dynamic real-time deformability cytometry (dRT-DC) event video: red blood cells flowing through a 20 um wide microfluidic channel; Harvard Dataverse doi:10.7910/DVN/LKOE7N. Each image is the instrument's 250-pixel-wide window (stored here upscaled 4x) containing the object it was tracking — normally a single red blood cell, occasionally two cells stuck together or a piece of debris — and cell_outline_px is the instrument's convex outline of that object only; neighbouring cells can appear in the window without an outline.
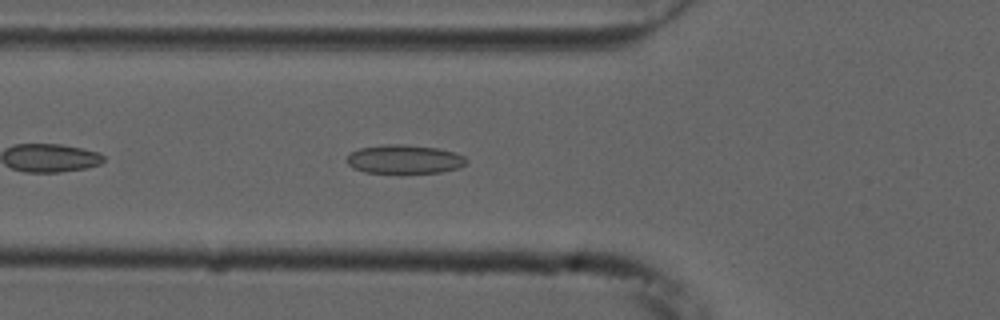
{"species": "common noctule bat (a hibernating species)", "species_latin": "Nyctalus noctula", "temperature_condition": "cold", "stored_images_in_passage": 40, "camera_frame_rate_fps": 3000, "um_per_image_px": 0.085, "animal": {"sex": "male", "forearm_length_mm": 52.5}, "frame": {"image": 1, "passage_image": 6, "time_ms": 1.667, "image_size_px": [1000, 320], "cell_outline_px": [[468, 160], [460, 168], [440, 172], [364, 172], [352, 168], [348, 164], [348, 156], [352, 152], [360, 148], [384, 144], [404, 144], [436, 148], [452, 152], [464, 156]], "centroid_in_image_um": [34.37, 13.53], "position_along_channel_um": 91.4, "area_um2": 19.77}}
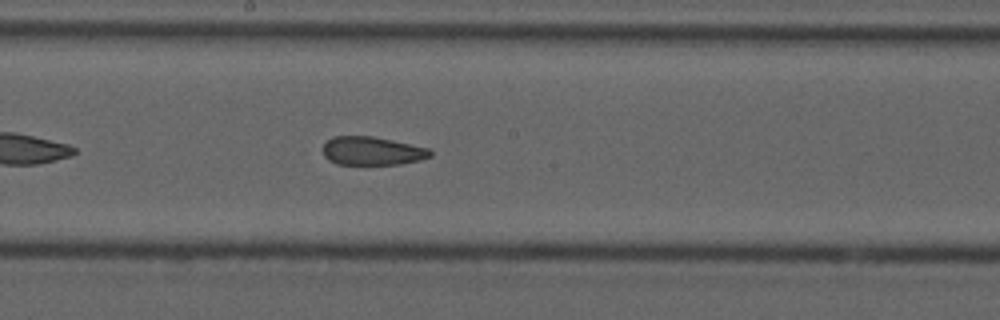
{"frame": {"image": 2, "passage_image": 16, "time_ms": 5.0, "image_size_px": [1000, 320], "cell_outline_px": [[432, 156], [420, 160], [400, 164], [336, 164], [328, 160], [324, 156], [324, 144], [332, 136], [372, 136], [392, 140], [428, 148], [432, 152]], "centroid_in_image_um": [31.63, 12.83], "position_along_channel_um": 216.6, "area_um2": 17.74}}
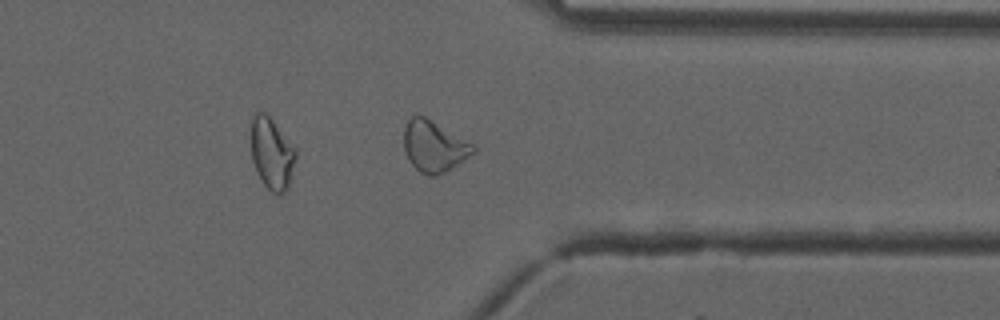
{"frame": {"image": 3, "passage_image": 29, "time_ms": 9.333, "image_size_px": [1000, 320], "cell_outline_px": [[476, 152], [444, 172], [436, 176], [428, 176], [420, 172], [408, 160], [404, 152], [404, 128], [408, 120], [412, 116], [424, 116], [472, 144], [476, 148]], "centroid_in_image_um": [36.86, 12.46], "position_along_channel_um": 374.5, "area_um2": 20.29}, "authors_computed_cell_mechanics": {"area_um2": 19.7965, "velocity_mm_per_s": 3.7406, "shape_relaxation_time_tau1_ms": null, "shape_relaxation_time_tau2_ms": 2.8655, "deformation_change_tau1": null, "deformation_change_tau2": 0.0972}}